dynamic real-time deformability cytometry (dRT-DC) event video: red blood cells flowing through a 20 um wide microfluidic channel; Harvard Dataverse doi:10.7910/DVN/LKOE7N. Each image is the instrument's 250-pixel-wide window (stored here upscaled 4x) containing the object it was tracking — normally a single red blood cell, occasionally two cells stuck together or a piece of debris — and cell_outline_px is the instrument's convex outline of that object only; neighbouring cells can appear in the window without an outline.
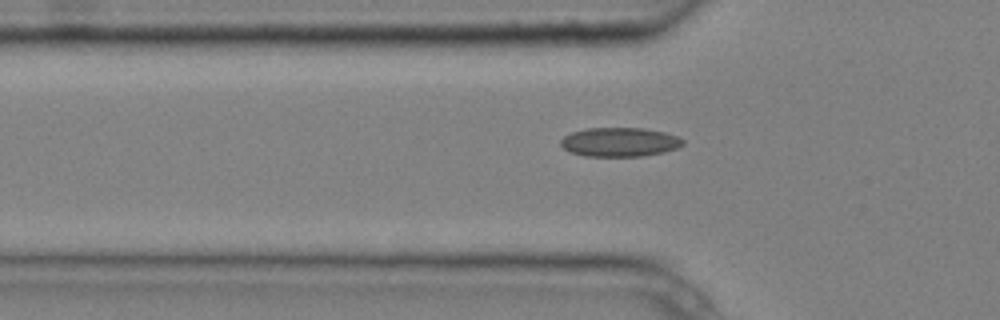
{"species": "common noctule bat (a hibernating species)", "species_latin": "Nyctalus noctula", "temperature_condition": "cold", "stored_images_in_passage": 6, "camera_frame_rate_fps": 3000, "um_per_image_px": 0.085, "animal": {"sex": "male", "body_mass_g": 20.4}, "frame": {"image": 1, "passage_image": 6, "time_ms": 1.667, "image_size_px": [1000, 320], "cell_outline_px": [[684, 144], [676, 148], [664, 152], [644, 156], [584, 156], [572, 152], [564, 148], [560, 144], [560, 140], [564, 136], [572, 132], [588, 128], [644, 128], [664, 132], [680, 136], [684, 140]], "centroid_in_image_um": [52.7, 12.07], "position_along_channel_um": 73.1, "area_um2": 20.75}}